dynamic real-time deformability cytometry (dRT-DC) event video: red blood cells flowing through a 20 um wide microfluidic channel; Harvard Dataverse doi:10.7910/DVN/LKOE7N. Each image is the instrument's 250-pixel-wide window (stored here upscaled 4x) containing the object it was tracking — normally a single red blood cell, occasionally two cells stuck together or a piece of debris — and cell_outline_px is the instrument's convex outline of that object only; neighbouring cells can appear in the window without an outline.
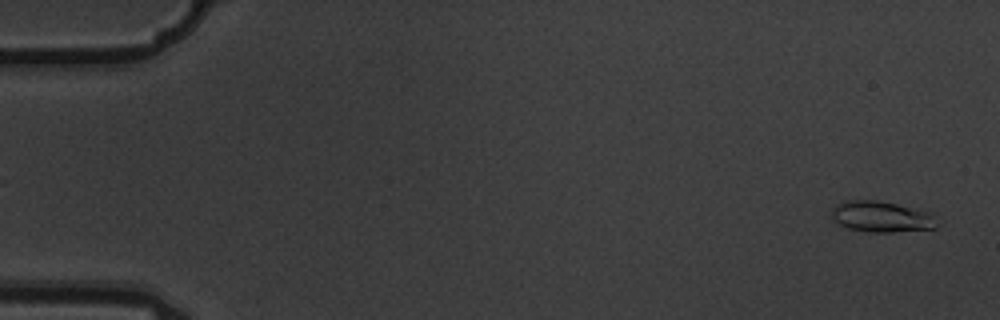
{"species": "common noctule bat (a hibernating species)", "species_latin": "Nyctalus noctula", "temperature_condition": "warm", "stored_images_in_passage": 6, "camera_frame_rate_fps": 3000, "um_per_image_px": 0.085, "animal": {"sex": "male", "body_mass_g": 19.5, "forearm_length_mm": 54.6}, "frame": {"image": 1, "passage_image": 6, "time_ms": 1.667, "image_size_px": [1000, 320], "cell_outline_px": [[936, 228], [892, 232], [868, 232], [848, 228], [840, 224], [832, 216], [832, 208], [836, 204], [844, 200], [876, 200], [896, 204], [928, 212], [932, 216], [936, 224]], "centroid_in_image_um": [74.87, 18.41], "position_along_channel_um": 10.1, "area_um2": 18.67}}